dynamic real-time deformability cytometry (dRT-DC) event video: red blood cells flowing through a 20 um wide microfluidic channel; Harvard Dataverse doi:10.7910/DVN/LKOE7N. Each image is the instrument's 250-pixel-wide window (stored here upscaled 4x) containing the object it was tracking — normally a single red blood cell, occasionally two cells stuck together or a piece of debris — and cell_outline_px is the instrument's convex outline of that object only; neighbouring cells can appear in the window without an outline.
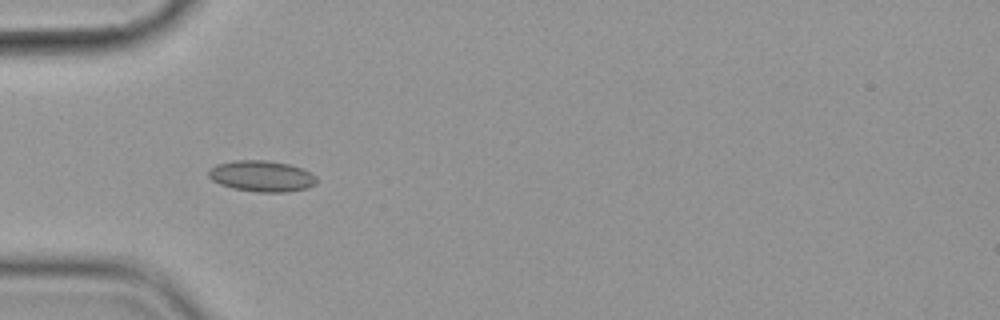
{"species": "common noctule bat (a hibernating species)", "species_latin": "Nyctalus noctula", "temperature_condition": "cold", "stored_images_in_passage": 9, "camera_frame_rate_fps": 3000, "um_per_image_px": 0.085, "animal": {"sex": "female", "body_mass_g": 19.9}, "frame": {"image": 1, "passage_image": 4, "time_ms": 3.333, "image_size_px": [1000, 320], "cell_outline_px": [[316, 184], [308, 188], [288, 192], [256, 192], [232, 188], [220, 184], [212, 180], [208, 176], [208, 168], [216, 164], [232, 160], [268, 160], [288, 164], [304, 168], [316, 176]], "centroid_in_image_um": [22.24, 14.96], "position_along_channel_um": 62.8, "area_um2": 19.88}}
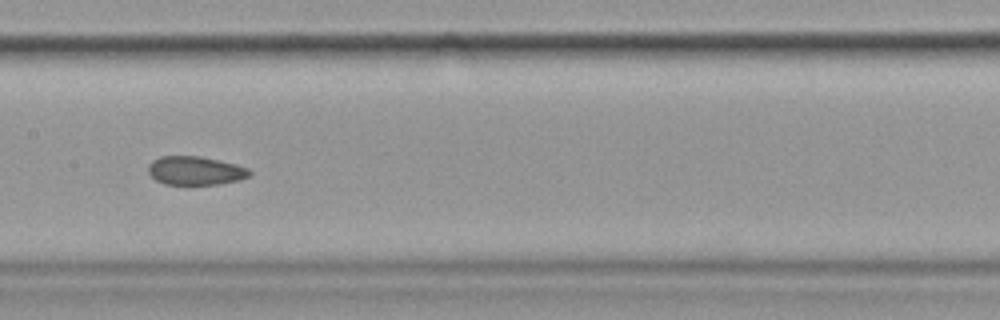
{"frame": {"image": 2, "passage_image": 7, "time_ms": 7.0, "image_size_px": [1000, 320], "cell_outline_px": [[252, 172], [248, 176], [240, 180], [220, 184], [164, 184], [156, 180], [148, 172], [148, 164], [152, 160], [160, 156], [200, 156], [236, 164], [248, 168]], "centroid_in_image_um": [16.6, 14.5], "position_along_channel_um": 190.8, "area_um2": 16.94}}
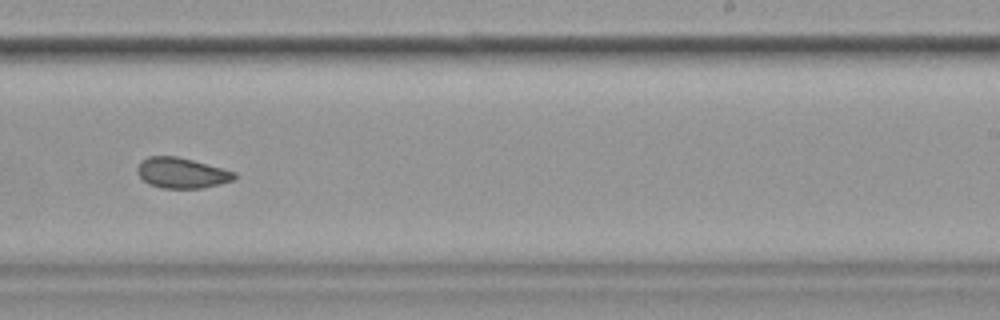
{"frame": {"image": 3, "passage_image": 9, "time_ms": 9.333, "image_size_px": [1000, 320], "cell_outline_px": [[236, 180], [200, 188], [160, 188], [148, 184], [136, 172], [136, 168], [140, 160], [148, 156], [176, 156], [192, 160], [236, 172]], "centroid_in_image_um": [15.41, 14.7], "position_along_channel_um": 273.6, "area_um2": 17.28}}